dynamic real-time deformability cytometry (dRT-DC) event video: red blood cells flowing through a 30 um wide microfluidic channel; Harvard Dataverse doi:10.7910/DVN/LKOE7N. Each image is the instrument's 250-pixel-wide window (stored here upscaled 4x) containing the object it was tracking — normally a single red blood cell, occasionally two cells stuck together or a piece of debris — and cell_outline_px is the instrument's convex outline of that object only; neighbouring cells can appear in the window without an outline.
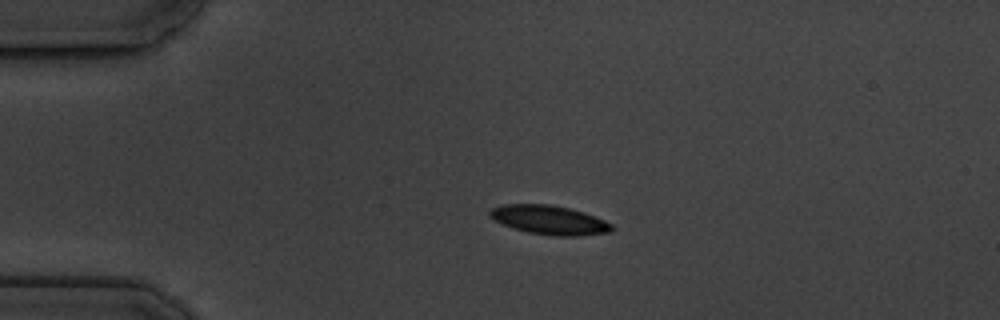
{"species": "common noctule bat (a hibernating species)", "species_latin": "Nyctalus noctula", "temperature_condition": "cold", "stored_images_in_passage": 14, "camera_frame_rate_fps": 3000, "um_per_image_px": 0.085, "animal": {"sex": "male", "body_mass_g": 19.5, "forearm_length_mm": 54.6}, "frame": {"image": 1, "passage_image": 3, "time_ms": 2.333, "image_size_px": [1000, 320], "cell_outline_px": [[616, 228], [608, 232], [580, 236], [552, 236], [528, 232], [504, 224], [488, 216], [488, 212], [492, 208], [500, 204], [548, 204], [568, 208], [584, 212], [604, 220], [612, 224]], "centroid_in_image_um": [46.71, 18.69], "position_along_channel_um": 38.3, "area_um2": 20.58}}
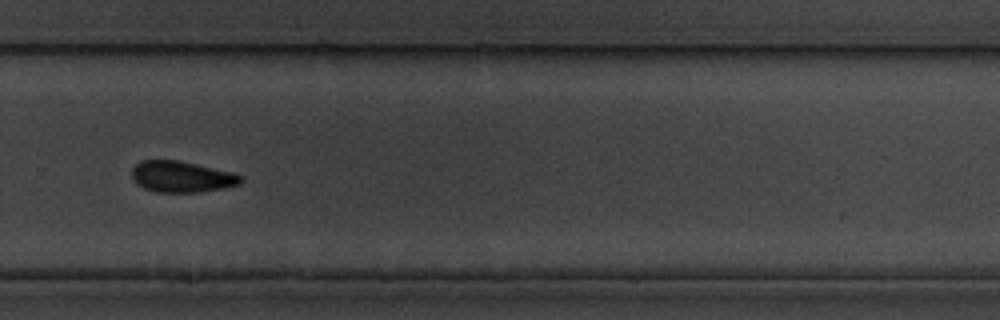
{"frame": {"image": 2, "passage_image": 10, "time_ms": 11.333, "image_size_px": [1000, 320], "cell_outline_px": [[244, 180], [240, 184], [224, 188], [196, 192], [156, 192], [144, 188], [136, 184], [132, 180], [132, 168], [140, 160], [180, 160], [236, 172], [244, 176]], "centroid_in_image_um": [15.48, 15.01], "position_along_channel_um": 314.3, "area_um2": 20.23}}
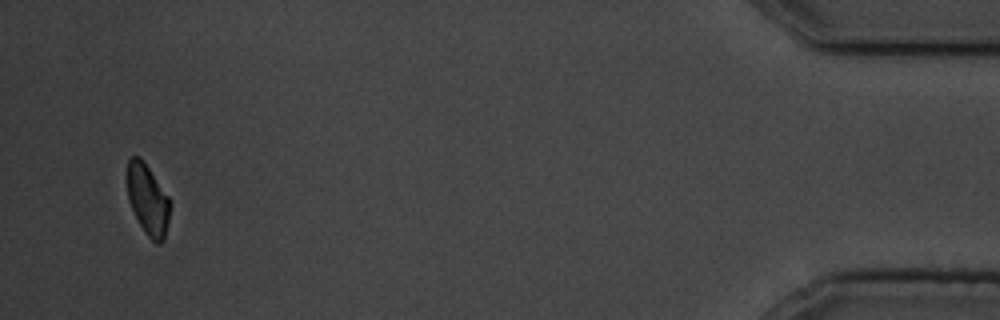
{"frame": {"image": 3, "passage_image": 14, "time_ms": 16.667, "image_size_px": [1000, 320], "cell_outline_px": [[168, 220], [164, 240], [160, 244], [156, 244], [144, 232], [128, 200], [128, 160], [132, 156], [140, 156], [144, 160], [168, 196]], "centroid_in_image_um": [12.55, 16.96], "position_along_channel_um": 422.7, "area_um2": 17.28}, "authors_computed_cell_mechanics": {"area_um2": 20.0277, "velocity_mm_per_s": 3.456, "shape_relaxation_time_tau1_ms": 1.6109, "shape_relaxation_time_tau2_ms": null, "deformation_change_tau1": 0.07, "deformation_change_tau2": null}}